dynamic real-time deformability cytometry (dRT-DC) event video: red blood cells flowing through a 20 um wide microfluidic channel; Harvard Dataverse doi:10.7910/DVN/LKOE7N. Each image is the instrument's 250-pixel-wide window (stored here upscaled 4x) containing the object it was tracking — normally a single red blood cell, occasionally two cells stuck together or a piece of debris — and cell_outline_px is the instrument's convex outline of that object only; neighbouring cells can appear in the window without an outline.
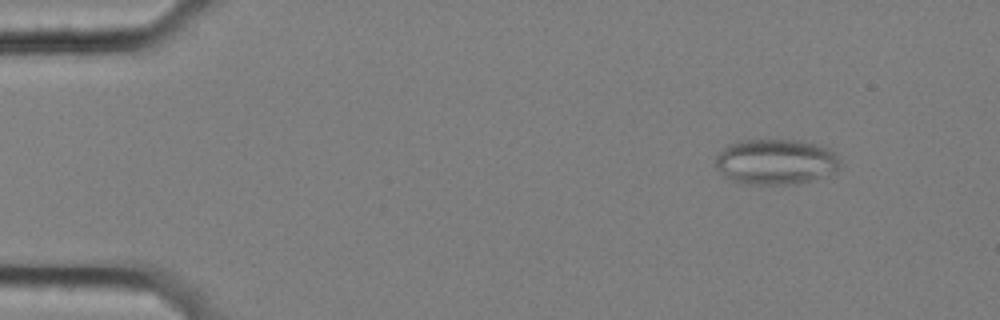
{"species": "common noctule bat (a hibernating species)", "species_latin": "Nyctalus noctula", "temperature_condition": "cold", "stored_images_in_passage": 58, "camera_frame_rate_fps": 3000, "um_per_image_px": 0.085, "animal": {"sex": "female", "body_mass_g": 25.1}, "frame": {"image": 1, "passage_image": 7, "time_ms": 2.0, "image_size_px": [1000, 320], "cell_outline_px": [[836, 172], [828, 176], [788, 184], [740, 184], [724, 176], [716, 168], [716, 156], [728, 144], [744, 140], [800, 140], [816, 144], [828, 148], [836, 156]], "centroid_in_image_um": [65.88, 13.75], "position_along_channel_um": 19.1, "area_um2": 32.71}}
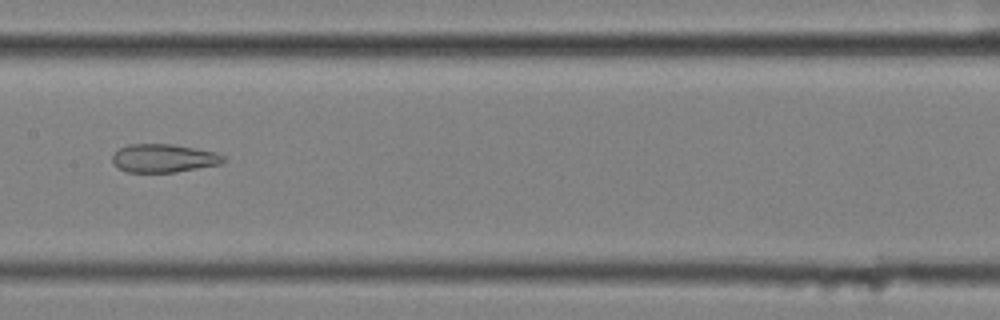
{"frame": {"image": 2, "passage_image": 30, "time_ms": 9.667, "image_size_px": [1000, 320], "cell_outline_px": [[228, 160], [220, 164], [176, 172], [128, 172], [112, 164], [112, 152], [128, 144], [172, 144], [196, 148], [216, 152], [224, 156]], "centroid_in_image_um": [13.91, 13.44], "position_along_channel_um": 193.5, "area_um2": 18.5}}
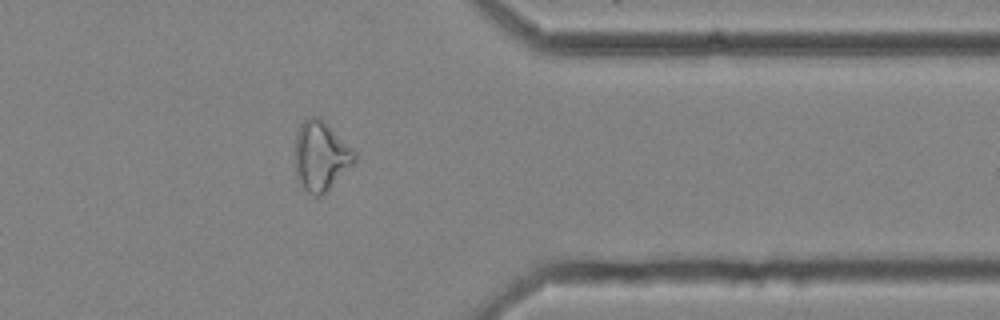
{"frame": {"image": 3, "passage_image": 47, "time_ms": 15.333, "image_size_px": [1000, 320], "cell_outline_px": [[356, 160], [320, 196], [316, 196], [308, 192], [300, 184], [296, 172], [296, 132], [300, 124], [304, 120], [312, 116], [320, 116], [356, 152]], "centroid_in_image_um": [27.26, 13.21], "position_along_channel_um": 384.1, "area_um2": 23.58}, "authors_computed_cell_mechanics": {"area_um2": 25.4031, "velocity_mm_per_s": 3.5404, "shape_relaxation_time_tau1_ms": null, "shape_relaxation_time_tau2_ms": 3.097, "deformation_change_tau1": null, "deformation_change_tau2": 0.1283}}